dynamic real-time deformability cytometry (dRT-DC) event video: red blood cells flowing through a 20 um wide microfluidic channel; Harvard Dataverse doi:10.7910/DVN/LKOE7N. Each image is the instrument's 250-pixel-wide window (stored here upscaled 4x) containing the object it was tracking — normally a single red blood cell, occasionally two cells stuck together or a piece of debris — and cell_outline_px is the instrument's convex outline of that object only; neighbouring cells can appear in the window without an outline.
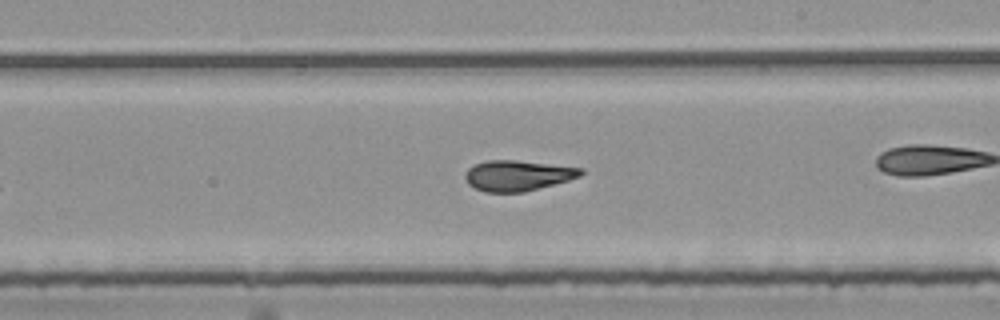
{"species": "common noctule bat (a hibernating species)", "species_latin": "Nyctalus noctula", "temperature_condition": "room temperature", "stored_images_in_passage": 10, "camera_frame_rate_fps": 3000, "um_per_image_px": 0.085, "animal": {"sex": "female", "body_mass_g": 25.1}, "frame": {"image": 1, "passage_image": 10, "time_ms": 3.0, "image_size_px": [1000, 320], "cell_outline_px": [[584, 172], [580, 176], [568, 180], [524, 192], [488, 192], [476, 188], [468, 184], [464, 176], [468, 168], [476, 164], [488, 160], [516, 160], [584, 168]], "centroid_in_image_um": [44.0, 14.91], "position_along_channel_um": 245.0, "area_um2": 20.4}}